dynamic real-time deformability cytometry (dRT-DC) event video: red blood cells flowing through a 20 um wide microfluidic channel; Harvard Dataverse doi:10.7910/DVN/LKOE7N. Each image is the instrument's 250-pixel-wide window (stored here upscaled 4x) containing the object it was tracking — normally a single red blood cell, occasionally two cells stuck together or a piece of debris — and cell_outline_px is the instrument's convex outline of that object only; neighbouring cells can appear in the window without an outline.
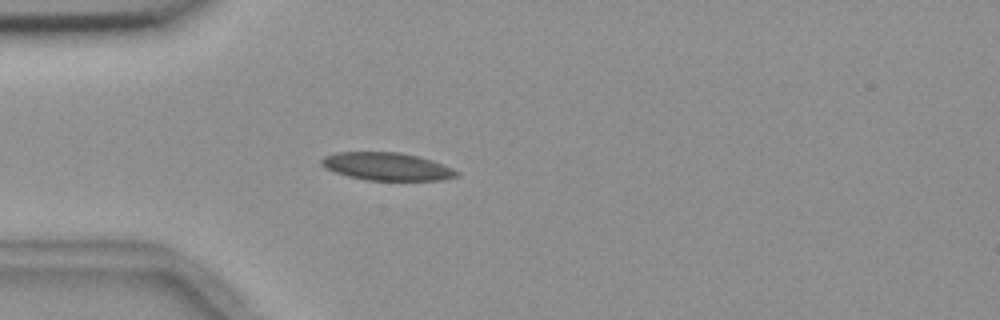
{"species": "common noctule bat (a hibernating species)", "species_latin": "Nyctalus noctula", "temperature_condition": "room temperature", "stored_images_in_passage": 4, "camera_frame_rate_fps": 3000, "um_per_image_px": 0.085, "animal": {"sex": "female", "body_mass_g": 18.4}, "frame": {"image": 1, "passage_image": 4, "time_ms": 3.333, "image_size_px": [1000, 320], "cell_outline_px": [[460, 172], [456, 176], [440, 180], [368, 180], [348, 176], [336, 172], [320, 164], [320, 160], [324, 156], [336, 152], [400, 152], [432, 160], [452, 168]], "centroid_in_image_um": [32.87, 14.14], "position_along_channel_um": 52.1, "area_um2": 21.68}}